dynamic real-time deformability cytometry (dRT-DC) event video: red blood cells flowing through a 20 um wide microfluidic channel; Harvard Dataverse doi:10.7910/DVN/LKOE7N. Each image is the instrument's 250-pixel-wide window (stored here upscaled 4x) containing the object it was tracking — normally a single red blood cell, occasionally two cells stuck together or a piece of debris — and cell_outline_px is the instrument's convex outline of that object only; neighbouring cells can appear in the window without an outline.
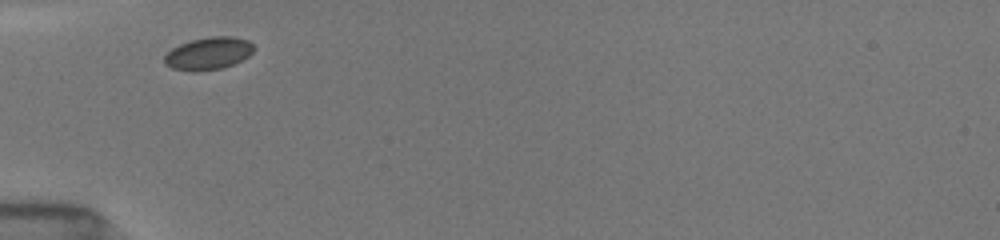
{"species": "common noctule bat (a hibernating species)", "species_latin": "Nyctalus noctula", "temperature_condition": "room temperature", "stored_images_in_passage": 36, "camera_frame_rate_fps": 3000, "um_per_image_px": 0.085, "animal": {"sex": "female", "body_mass_g": 19.5, "forearm_length_mm": 54.1}, "frame": {"image": 1, "passage_image": 1, "time_ms": 0.0, "image_size_px": [1000, 240], "cell_outline_px": [[256, 48], [248, 56], [224, 68], [196, 72], [192, 72], [172, 68], [164, 64], [164, 56], [172, 48], [180, 44], [192, 40], [212, 36], [232, 36], [248, 40]], "centroid_in_image_um": [17.71, 4.55], "position_along_channel_um": 67.3, "area_um2": 16.99}}
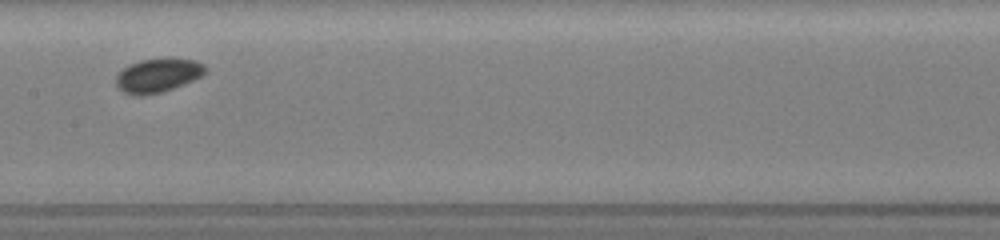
{"frame": {"image": 2, "passage_image": 12, "time_ms": 3.333, "image_size_px": [1000, 240], "cell_outline_px": [[208, 72], [184, 84], [160, 92], [144, 96], [136, 96], [124, 92], [116, 84], [116, 76], [128, 64], [140, 60], [196, 60], [204, 64], [208, 68]], "centroid_in_image_um": [13.42, 6.43], "position_along_channel_um": 194.0, "area_um2": 17.22}}
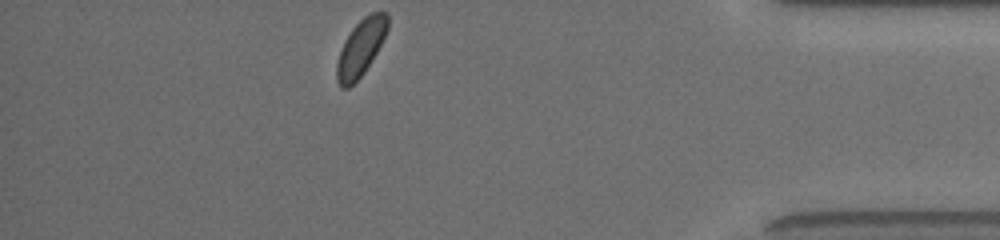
{"frame": {"image": 3, "passage_image": 36, "time_ms": 9.667, "image_size_px": [1000, 240], "cell_outline_px": [[388, 28], [376, 52], [364, 72], [348, 88], [340, 88], [336, 80], [336, 64], [340, 52], [352, 28], [368, 12], [388, 12]], "centroid_in_image_um": [30.66, 4.05], "position_along_channel_um": 404.5, "area_um2": 16.42}}